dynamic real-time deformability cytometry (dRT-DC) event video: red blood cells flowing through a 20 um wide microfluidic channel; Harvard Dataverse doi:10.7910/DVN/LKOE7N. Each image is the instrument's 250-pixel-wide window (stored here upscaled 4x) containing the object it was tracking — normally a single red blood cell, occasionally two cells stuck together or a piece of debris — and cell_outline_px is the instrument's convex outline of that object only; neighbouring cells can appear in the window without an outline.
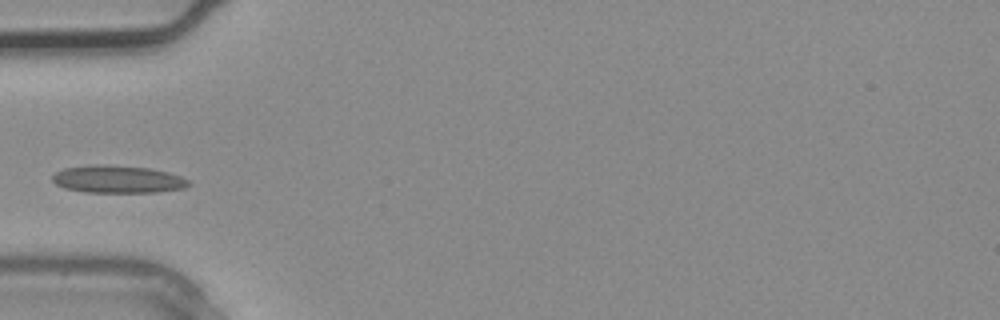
{"species": "common noctule bat (a hibernating species)", "species_latin": "Nyctalus noctula", "temperature_condition": "warm", "stored_images_in_passage": 2, "camera_frame_rate_fps": 3000, "um_per_image_px": 0.085, "animal": {"sex": "male", "body_mass_g": 20.4}, "frame": {"image": 1, "passage_image": 2, "time_ms": 0.333, "image_size_px": [1000, 320], "cell_outline_px": [[192, 184], [184, 188], [156, 192], [84, 192], [64, 188], [56, 184], [52, 180], [52, 176], [56, 172], [64, 168], [88, 164], [104, 164], [148, 168], [168, 172], [180, 176], [188, 180]], "centroid_in_image_um": [9.98, 15.23], "position_along_channel_um": 75.0, "area_um2": 21.96}}